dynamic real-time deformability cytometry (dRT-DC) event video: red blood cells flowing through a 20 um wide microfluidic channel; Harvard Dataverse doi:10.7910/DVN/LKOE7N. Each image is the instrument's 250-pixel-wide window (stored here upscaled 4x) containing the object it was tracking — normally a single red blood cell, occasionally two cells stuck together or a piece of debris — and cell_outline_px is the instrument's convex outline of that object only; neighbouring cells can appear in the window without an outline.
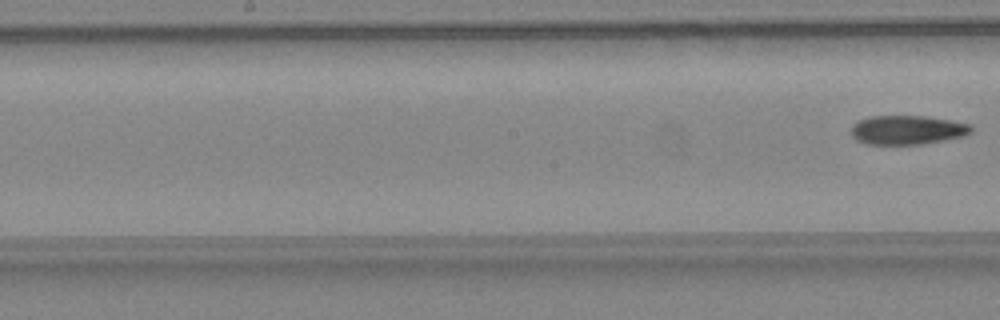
{"species": "common noctule bat (a hibernating species)", "species_latin": "Nyctalus noctula", "temperature_condition": "warm", "stored_images_in_passage": 7, "camera_frame_rate_fps": 3000, "um_per_image_px": 0.085, "animal": {"sex": "female", "body_mass_g": 24.6, "forearm_length_mm": 56.2}, "frame": {"image": 1, "passage_image": 7, "time_ms": 8.0, "image_size_px": [1000, 320], "cell_outline_px": [[972, 132], [964, 136], [920, 144], [868, 144], [856, 140], [852, 136], [852, 124], [860, 120], [872, 116], [924, 116], [972, 124]], "centroid_in_image_um": [77.12, 11.04], "position_along_channel_um": 171.1, "area_um2": 20.17}}